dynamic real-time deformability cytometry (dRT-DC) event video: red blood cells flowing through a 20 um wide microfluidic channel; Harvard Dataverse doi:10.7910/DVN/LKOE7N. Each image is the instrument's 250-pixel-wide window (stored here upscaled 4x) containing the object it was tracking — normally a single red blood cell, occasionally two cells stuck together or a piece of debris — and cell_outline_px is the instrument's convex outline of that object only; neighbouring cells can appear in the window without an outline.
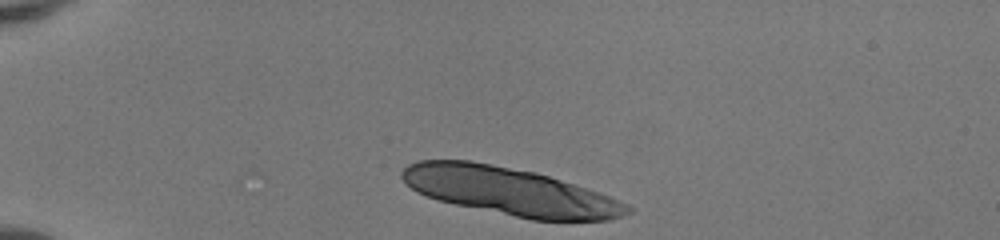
{"species": "human", "species_latin": "Homo sapiens", "temperature_condition": "room temperature", "stored_images_in_passage": 35, "segment_of_instrument_passage": [1, 2], "camera_frame_rate_fps": 3000, "um_per_image_px": 0.085, "donor": {"sex": "female"}, "frame": {"image": 1, "passage_image": 1, "time_ms": 0.0, "image_size_px": [1000, 240], "cell_outline_px": [[632, 212], [612, 220], [532, 220], [456, 204], [440, 200], [416, 192], [400, 176], [400, 172], [408, 164], [420, 160], [472, 160], [536, 172], [588, 188], [600, 192], [628, 204], [632, 208]], "centroid_in_image_um": [43.37, 16.25], "position_along_channel_um": 41.6, "area_um2": 62.66}}